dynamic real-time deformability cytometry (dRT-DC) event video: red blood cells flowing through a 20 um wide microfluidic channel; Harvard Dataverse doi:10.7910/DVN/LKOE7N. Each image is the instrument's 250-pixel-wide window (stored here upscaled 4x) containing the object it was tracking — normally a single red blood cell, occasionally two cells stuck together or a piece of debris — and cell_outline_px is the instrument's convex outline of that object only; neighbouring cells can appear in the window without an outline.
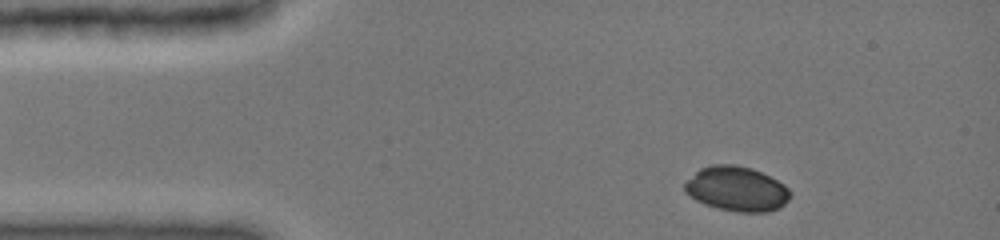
{"species": "common noctule bat (a hibernating species)", "species_latin": "Nyctalus noctula", "temperature_condition": "cold", "stored_images_in_passage": 11, "camera_frame_rate_fps": 3000, "um_per_image_px": 0.085, "animal": {"sex": "female", "body_mass_g": 19.0, "forearm_length_mm": 51.5}, "frame": {"image": 1, "passage_image": 2, "time_ms": 0.667, "image_size_px": [1000, 240], "cell_outline_px": [[792, 196], [780, 208], [768, 212], [736, 212], [716, 208], [704, 204], [696, 200], [684, 192], [684, 184], [700, 168], [708, 164], [736, 164], [752, 168], [784, 184], [792, 192]], "centroid_in_image_um": [62.62, 16.06], "position_along_channel_um": 22.4, "area_um2": 27.74}}
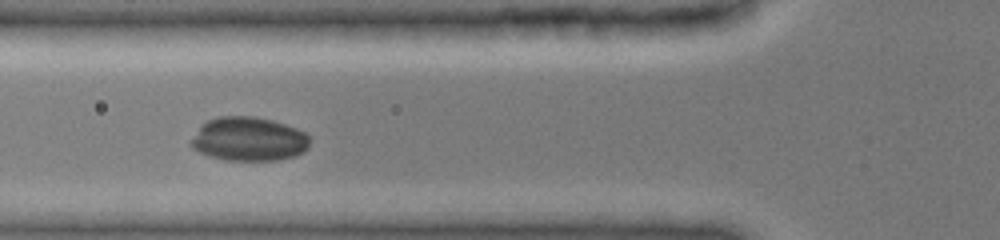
{"frame": {"image": 2, "passage_image": 7, "time_ms": 4.333, "image_size_px": [1000, 240], "cell_outline_px": [[308, 148], [304, 152], [296, 156], [280, 160], [224, 160], [200, 152], [192, 148], [188, 144], [200, 124], [216, 116], [252, 116], [272, 120], [296, 128], [304, 132], [308, 136]], "centroid_in_image_um": [21.11, 11.82], "position_along_channel_um": 104.7, "area_um2": 30.58}}
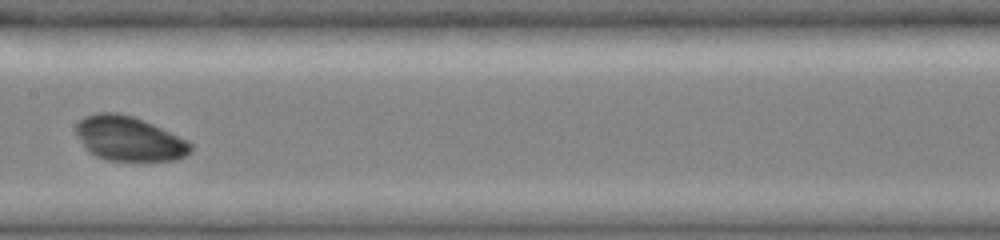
{"frame": {"image": 3, "passage_image": 10, "time_ms": 6.667, "image_size_px": [1000, 240], "cell_outline_px": [[192, 152], [176, 160], [108, 160], [96, 156], [88, 152], [84, 148], [76, 132], [76, 124], [84, 116], [96, 112], [116, 112], [132, 116], [144, 120], [188, 140], [192, 144]], "centroid_in_image_um": [10.96, 11.77], "position_along_channel_um": 196.4, "area_um2": 29.82}}